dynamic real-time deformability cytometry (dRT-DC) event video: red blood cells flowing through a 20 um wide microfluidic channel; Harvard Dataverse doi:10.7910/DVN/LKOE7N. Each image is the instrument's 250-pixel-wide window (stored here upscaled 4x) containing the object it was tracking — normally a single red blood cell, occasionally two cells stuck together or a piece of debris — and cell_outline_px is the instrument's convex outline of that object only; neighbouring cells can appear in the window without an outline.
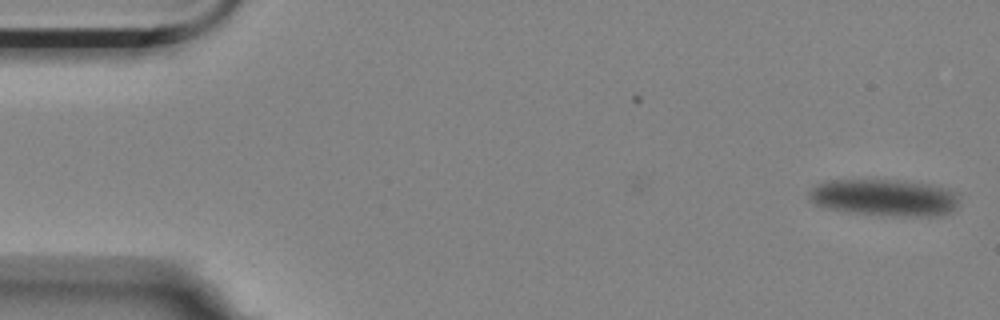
{"species": "Egyptian fruit bat (a non-hibernating species)", "species_latin": "Rousettus aegyptiacus", "temperature_condition": "room temperature", "stored_images_in_passage": 17, "camera_frame_rate_fps": 3000, "um_per_image_px": 0.085, "animal": {"sex": "female"}, "frame": {"image": 1, "passage_image": 1, "time_ms": 0.0, "image_size_px": [1000, 320], "cell_outline_px": [[956, 204], [944, 216], [892, 216], [848, 212], [824, 208], [812, 204], [808, 200], [808, 192], [816, 184], [828, 180], [900, 180], [928, 184], [948, 188], [956, 192]], "centroid_in_image_um": [75.1, 16.8], "position_along_channel_um": 9.9, "area_um2": 32.54}}